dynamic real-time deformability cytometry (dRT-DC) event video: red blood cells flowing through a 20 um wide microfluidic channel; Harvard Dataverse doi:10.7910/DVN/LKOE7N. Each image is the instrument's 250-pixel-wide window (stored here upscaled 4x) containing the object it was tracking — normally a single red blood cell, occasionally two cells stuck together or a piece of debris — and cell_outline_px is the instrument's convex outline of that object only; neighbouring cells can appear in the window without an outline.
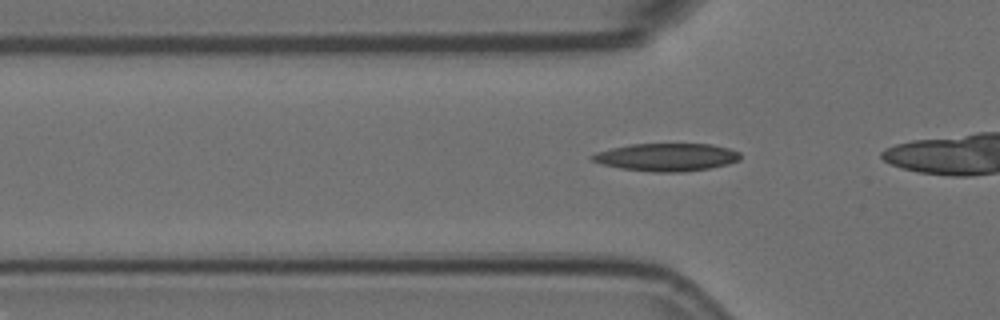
{"species": "Egyptian fruit bat (a non-hibernating species)", "species_latin": "Rousettus aegyptiacus", "temperature_condition": "room temperature", "stored_images_in_passage": 24, "camera_frame_rate_fps": 3000, "um_per_image_px": 0.085, "animal": {"sex": "female"}, "frame": {"image": 1, "passage_image": 14, "time_ms": 4.333, "image_size_px": [1000, 320], "cell_outline_px": [[740, 160], [728, 164], [708, 168], [680, 172], [656, 172], [620, 168], [600, 164], [592, 160], [588, 156], [596, 152], [612, 148], [632, 144], [712, 144], [728, 148], [740, 152]], "centroid_in_image_um": [56.65, 13.35], "position_along_channel_um": 69.2, "area_um2": 23.93}}
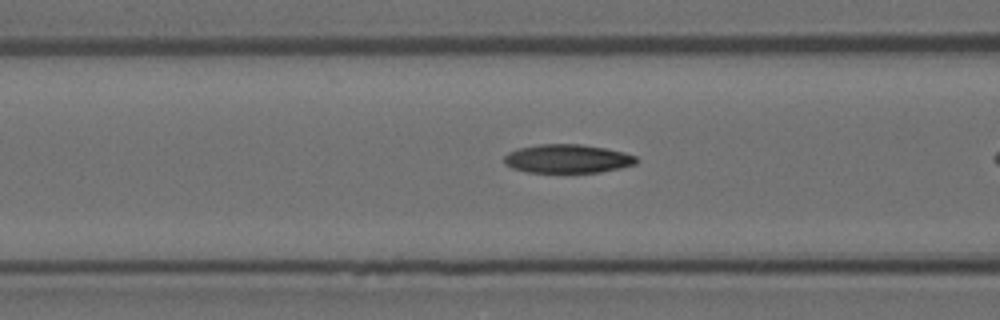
{"frame": {"image": 2, "passage_image": 18, "time_ms": 5.667, "image_size_px": [1000, 320], "cell_outline_px": [[636, 164], [620, 168], [600, 172], [528, 172], [512, 168], [504, 164], [504, 156], [508, 152], [520, 148], [540, 144], [580, 144], [604, 148], [624, 152], [636, 156]], "centroid_in_image_um": [48.22, 13.49], "position_along_channel_um": 118.4, "area_um2": 21.96}}
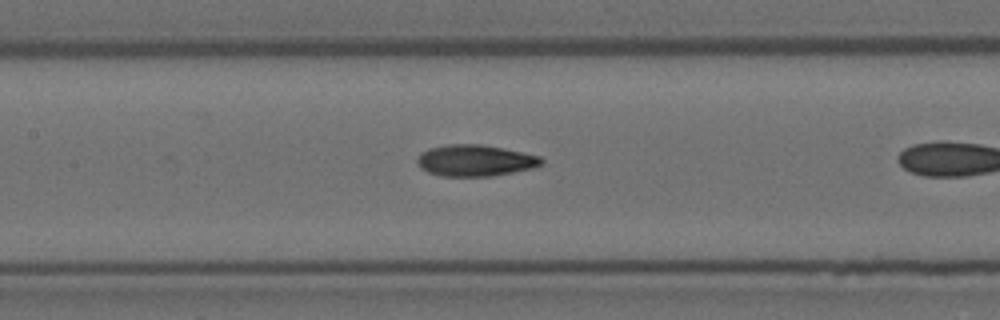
{"frame": {"image": 3, "passage_image": 22, "time_ms": 7.0, "image_size_px": [1000, 320], "cell_outline_px": [[544, 164], [532, 168], [492, 176], [440, 176], [428, 172], [420, 168], [416, 160], [420, 152], [428, 148], [448, 144], [480, 144], [540, 156], [544, 160]], "centroid_in_image_um": [40.35, 13.64], "position_along_channel_um": 167.1, "area_um2": 22.72}}